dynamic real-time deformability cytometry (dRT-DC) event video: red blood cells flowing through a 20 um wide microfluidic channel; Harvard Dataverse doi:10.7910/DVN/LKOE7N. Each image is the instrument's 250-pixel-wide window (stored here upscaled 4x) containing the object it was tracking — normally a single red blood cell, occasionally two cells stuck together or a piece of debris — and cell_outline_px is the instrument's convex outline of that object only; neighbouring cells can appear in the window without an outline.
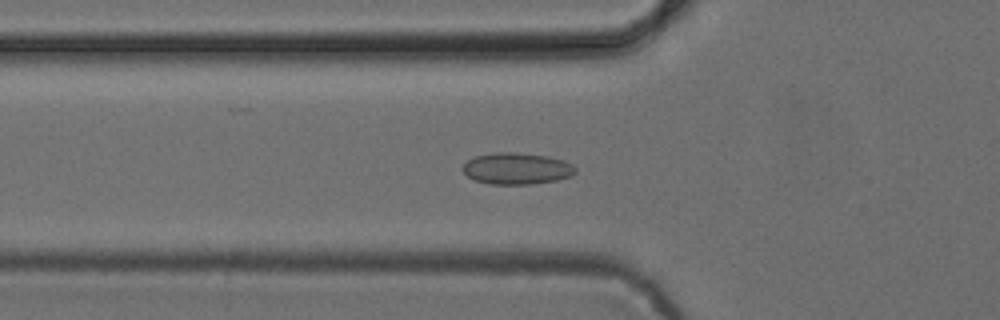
{"species": "common noctule bat (a hibernating species)", "species_latin": "Nyctalus noctula", "temperature_condition": "cold", "stored_images_in_passage": 46, "camera_frame_rate_fps": 3000, "um_per_image_px": 0.085, "animal": {"sex": "female", "body_mass_g": 24.6, "forearm_length_mm": 56.2}, "frame": {"image": 1, "passage_image": 17, "time_ms": 5.333, "image_size_px": [1000, 320], "cell_outline_px": [[576, 172], [572, 176], [556, 180], [532, 184], [488, 184], [476, 180], [468, 176], [464, 172], [464, 164], [468, 160], [476, 156], [496, 152], [516, 152], [548, 156], [564, 160], [572, 164], [576, 168]], "centroid_in_image_um": [43.96, 14.32], "position_along_channel_um": 81.8, "area_um2": 20.69}}
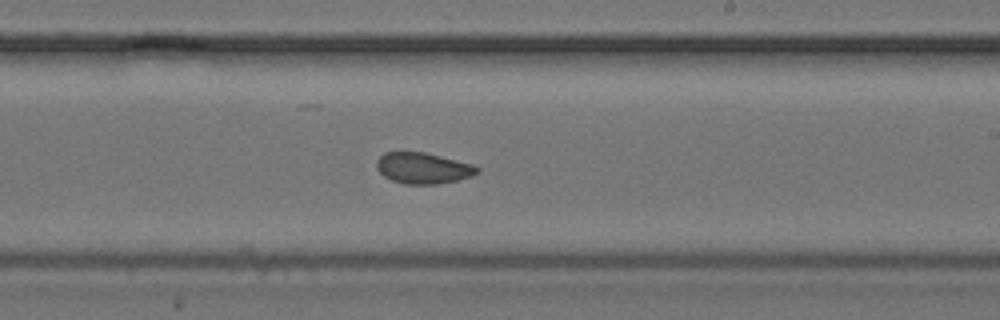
{"frame": {"image": 2, "passage_image": 30, "time_ms": 9.667, "image_size_px": [1000, 320], "cell_outline_px": [[480, 172], [472, 176], [456, 180], [436, 184], [404, 184], [392, 180], [384, 176], [376, 168], [376, 160], [384, 152], [424, 152], [472, 164], [480, 168]], "centroid_in_image_um": [35.95, 14.29], "position_along_channel_um": 253.1, "area_um2": 18.15}}
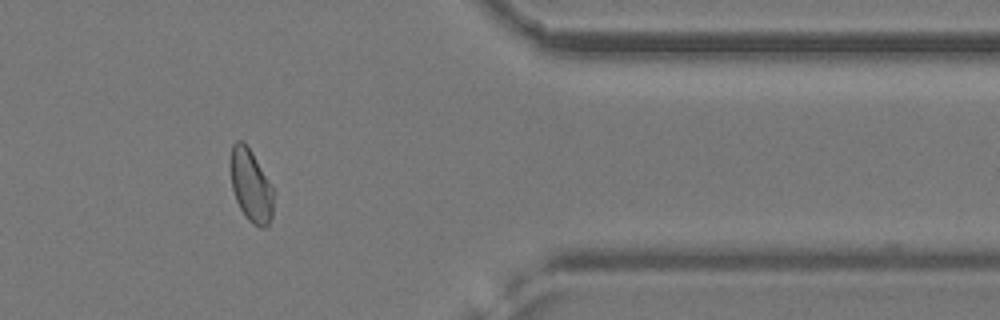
{"frame": {"image": 3, "passage_image": 42, "time_ms": 13.667, "image_size_px": [1000, 320], "cell_outline_px": [[272, 216], [268, 228], [260, 228], [252, 224], [244, 216], [236, 200], [232, 188], [232, 144], [236, 140], [244, 140], [252, 152], [272, 188]], "centroid_in_image_um": [21.33, 15.83], "position_along_channel_um": 390.1, "area_um2": 17.8}}